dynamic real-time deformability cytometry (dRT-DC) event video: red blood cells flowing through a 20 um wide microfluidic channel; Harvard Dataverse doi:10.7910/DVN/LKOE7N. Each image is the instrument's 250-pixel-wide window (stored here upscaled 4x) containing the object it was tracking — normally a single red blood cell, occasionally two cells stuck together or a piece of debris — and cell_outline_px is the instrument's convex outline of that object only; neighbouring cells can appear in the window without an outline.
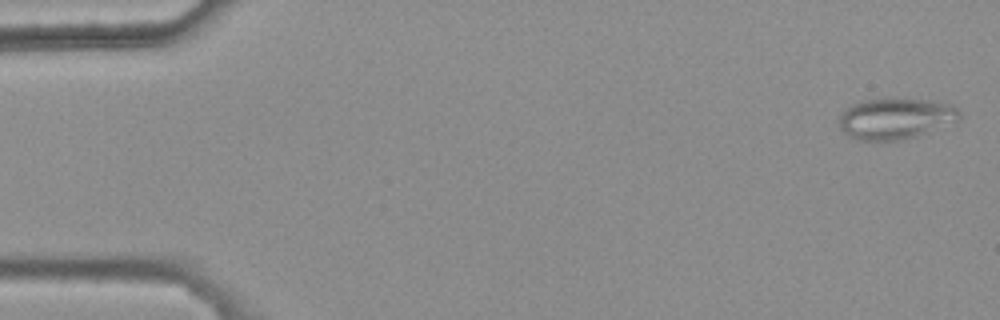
{"species": "common noctule bat (a hibernating species)", "species_latin": "Nyctalus noctula", "temperature_condition": "warm", "stored_images_in_passage": 10, "camera_frame_rate_fps": 3000, "um_per_image_px": 0.085, "animal": {"sex": "female", "body_mass_g": 25.1}, "frame": {"image": 1, "passage_image": 2, "time_ms": 0.333, "image_size_px": [1000, 320], "cell_outline_px": [[960, 116], [956, 120], [916, 136], [900, 140], [856, 140], [848, 136], [840, 128], [836, 120], [844, 108], [852, 104], [864, 100], [928, 100], [952, 104], [960, 112]], "centroid_in_image_um": [76.03, 10.09], "position_along_channel_um": 9.0, "area_um2": 28.32}}